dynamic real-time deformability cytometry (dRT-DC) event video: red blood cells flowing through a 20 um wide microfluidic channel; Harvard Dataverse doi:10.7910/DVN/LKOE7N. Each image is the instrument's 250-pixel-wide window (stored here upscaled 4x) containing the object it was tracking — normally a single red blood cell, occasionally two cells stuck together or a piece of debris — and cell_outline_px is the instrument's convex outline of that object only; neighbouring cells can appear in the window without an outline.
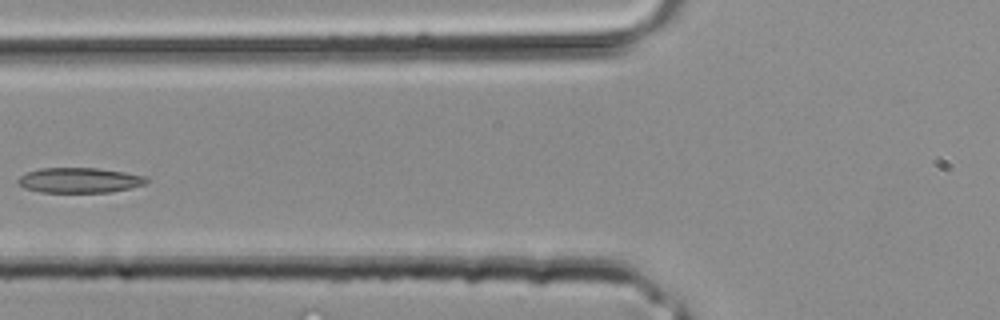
{"species": "common noctule bat (a hibernating species)", "species_latin": "Nyctalus noctula", "temperature_condition": "room temperature", "stored_images_in_passage": 24, "camera_frame_rate_fps": 3000, "um_per_image_px": 0.085, "animal": {"sex": "male", "body_mass_g": 20.4}, "frame": {"image": 1, "passage_image": 7, "time_ms": 2.0, "image_size_px": [1000, 320], "cell_outline_px": [[148, 180], [144, 184], [128, 188], [108, 192], [40, 192], [24, 188], [16, 184], [16, 180], [20, 176], [28, 172], [40, 168], [96, 168], [124, 172], [144, 176]], "centroid_in_image_um": [6.68, 15.32], "position_along_channel_um": 119.1, "area_um2": 18.67}}
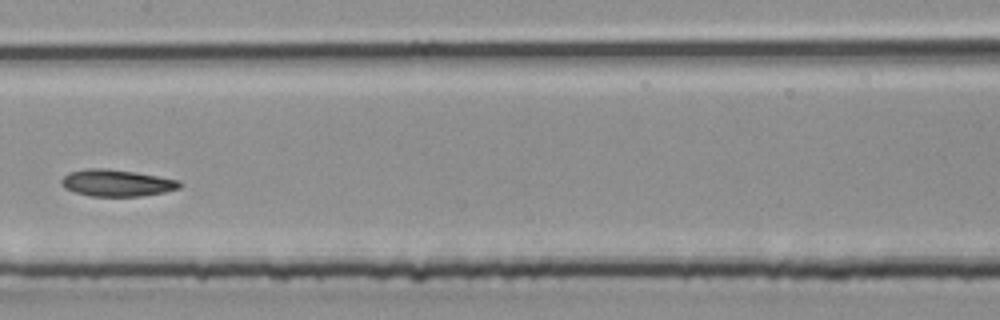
{"frame": {"image": 2, "passage_image": 11, "time_ms": 3.333, "image_size_px": [1000, 320], "cell_outline_px": [[184, 184], [180, 188], [164, 192], [140, 196], [92, 196], [76, 192], [64, 188], [60, 184], [60, 180], [68, 172], [84, 168], [108, 168], [136, 172], [180, 180]], "centroid_in_image_um": [9.92, 15.53], "position_along_channel_um": 197.5, "area_um2": 18.67}}
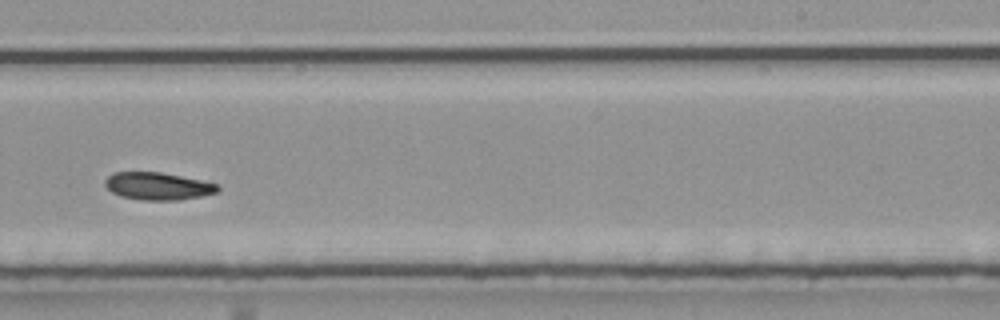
{"frame": {"image": 3, "passage_image": 15, "time_ms": 4.667, "image_size_px": [1000, 320], "cell_outline_px": [[220, 192], [200, 196], [176, 200], [144, 200], [120, 196], [112, 192], [104, 184], [104, 180], [112, 172], [160, 172], [220, 184]], "centroid_in_image_um": [13.42, 15.82], "position_along_channel_um": 275.6, "area_um2": 18.03}}